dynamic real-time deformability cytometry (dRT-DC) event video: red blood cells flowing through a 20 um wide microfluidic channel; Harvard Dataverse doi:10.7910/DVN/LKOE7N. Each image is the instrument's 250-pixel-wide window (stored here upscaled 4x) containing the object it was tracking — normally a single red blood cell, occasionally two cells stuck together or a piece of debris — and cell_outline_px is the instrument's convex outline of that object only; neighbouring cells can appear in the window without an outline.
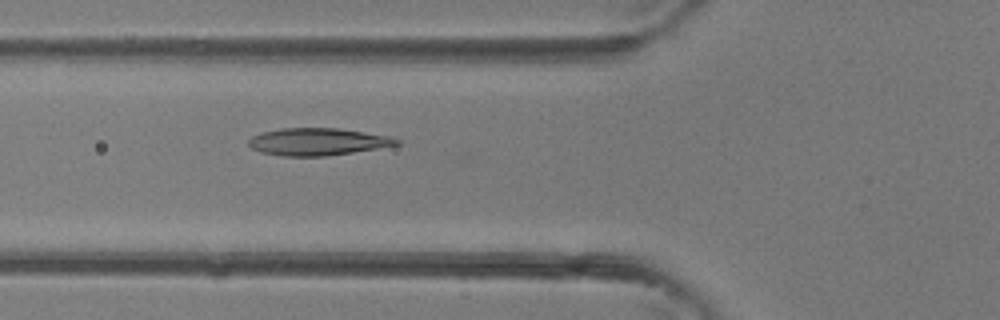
{"species": "common noctule bat (a hibernating species)", "species_latin": "Nyctalus noctula", "temperature_condition": "room temperature", "stored_images_in_passage": 4, "camera_frame_rate_fps": 3000, "um_per_image_px": 0.085, "animal": {"sex": "female"}, "frame": {"image": 1, "passage_image": 4, "time_ms": 1.0, "image_size_px": [1000, 320], "cell_outline_px": [[400, 144], [352, 152], [324, 156], [280, 156], [260, 152], [252, 148], [248, 144], [248, 140], [252, 136], [264, 132], [280, 128], [340, 128], [388, 136], [400, 140]], "centroid_in_image_um": [26.96, 12.04], "position_along_channel_um": 98.8, "area_um2": 23.35}}